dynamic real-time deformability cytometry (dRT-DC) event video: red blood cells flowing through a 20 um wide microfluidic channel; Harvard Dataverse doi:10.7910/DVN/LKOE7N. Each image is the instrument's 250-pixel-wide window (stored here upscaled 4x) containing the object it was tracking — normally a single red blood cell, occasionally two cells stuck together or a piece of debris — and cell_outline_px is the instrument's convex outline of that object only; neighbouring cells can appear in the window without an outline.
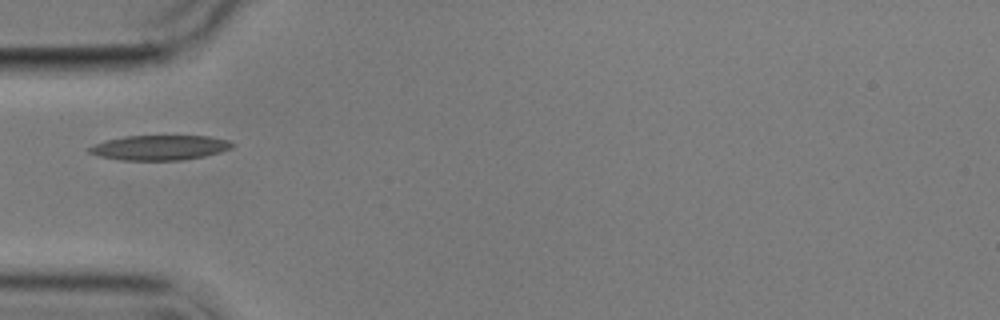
{"species": "common noctule bat (a hibernating species)", "species_latin": "Nyctalus noctula", "temperature_condition": "cold", "stored_images_in_passage": 5, "camera_frame_rate_fps": 3000, "um_per_image_px": 0.085, "animal": {"sex": "male", "body_mass_g": 17.9}, "frame": {"image": 1, "passage_image": 2, "time_ms": 1.0, "image_size_px": [1000, 320], "cell_outline_px": [[236, 144], [232, 148], [220, 152], [204, 156], [180, 160], [120, 160], [96, 156], [88, 152], [84, 148], [104, 140], [124, 136], [208, 136], [228, 140]], "centroid_in_image_um": [13.51, 12.55], "position_along_channel_um": 71.5, "area_um2": 20.98}}
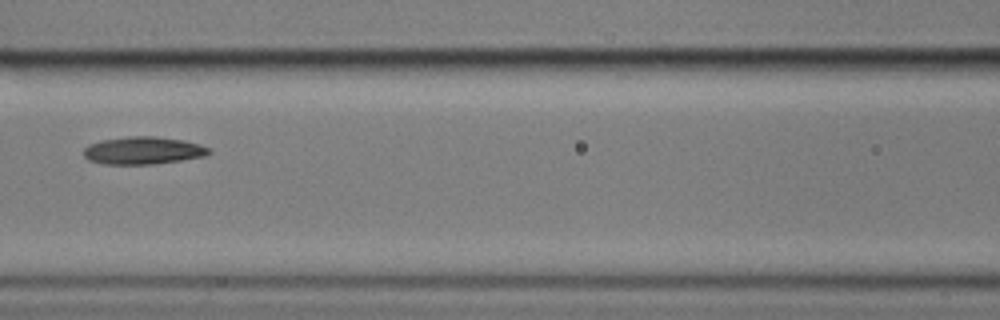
{"frame": {"image": 2, "passage_image": 4, "time_ms": 3.333, "image_size_px": [1000, 320], "cell_outline_px": [[212, 152], [204, 156], [180, 160], [152, 164], [104, 164], [88, 160], [84, 156], [84, 148], [88, 144], [100, 140], [128, 136], [156, 136], [184, 140], [200, 144], [208, 148]], "centroid_in_image_um": [12.14, 12.78], "position_along_channel_um": 154.5, "area_um2": 20.17}}
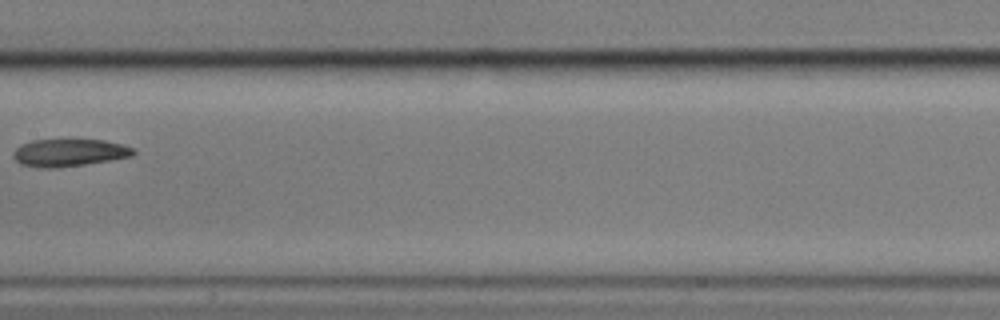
{"frame": {"image": 3, "passage_image": 5, "time_ms": 4.667, "image_size_px": [1000, 320], "cell_outline_px": [[136, 152], [132, 156], [84, 164], [56, 168], [40, 168], [20, 164], [12, 156], [12, 152], [20, 144], [32, 140], [104, 140], [120, 144], [132, 148]], "centroid_in_image_um": [5.81, 12.98], "position_along_channel_um": 201.6, "area_um2": 19.07}}